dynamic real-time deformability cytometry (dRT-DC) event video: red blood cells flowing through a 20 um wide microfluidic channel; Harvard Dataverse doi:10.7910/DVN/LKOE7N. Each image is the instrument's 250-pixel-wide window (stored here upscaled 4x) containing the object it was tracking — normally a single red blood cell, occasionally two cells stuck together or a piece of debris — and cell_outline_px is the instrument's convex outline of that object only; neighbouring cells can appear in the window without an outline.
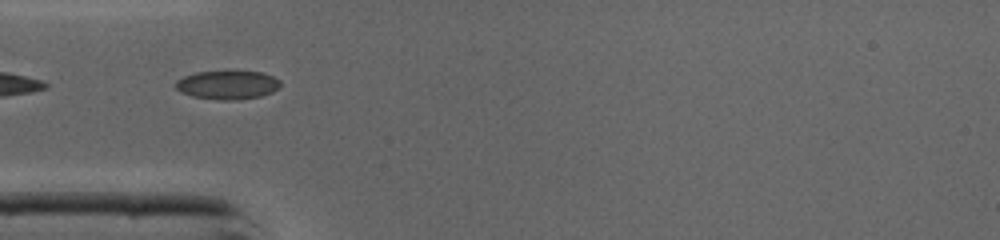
{"species": "common noctule bat (a hibernating species)", "species_latin": "Nyctalus noctula", "temperature_condition": "cold", "stored_images_in_passage": 32, "camera_frame_rate_fps": 3000, "um_per_image_px": 0.085, "animal": {"sex": "male", "body_mass_g": 19.0, "forearm_length_mm": 50.8}, "frame": {"image": 1, "passage_image": 1, "time_ms": 0.0, "image_size_px": [1000, 240], "cell_outline_px": [[280, 88], [272, 92], [260, 96], [236, 100], [220, 100], [192, 96], [180, 92], [176, 88], [176, 80], [184, 76], [196, 72], [260, 72], [272, 76], [280, 80]], "centroid_in_image_um": [19.34, 7.23], "position_along_channel_um": 65.7, "area_um2": 17.34}, "authors_computed_cell_mechanics": {"area_um2": 16.9354, "velocity_mm_per_s": 4.3933, "shape_relaxation_time_tau1_ms": 5.2171, "shape_relaxation_time_tau2_ms": 1.5499, "deformation_change_tau1": 0.1184, "deformation_change_tau2": 0.0579}}